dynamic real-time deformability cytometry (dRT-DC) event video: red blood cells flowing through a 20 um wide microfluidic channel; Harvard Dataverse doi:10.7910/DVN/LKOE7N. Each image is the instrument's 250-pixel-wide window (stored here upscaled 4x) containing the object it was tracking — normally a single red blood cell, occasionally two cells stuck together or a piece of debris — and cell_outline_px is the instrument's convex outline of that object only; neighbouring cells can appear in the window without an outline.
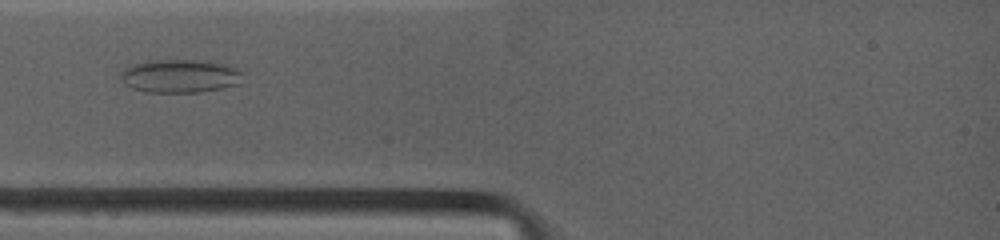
{"species": "common noctule bat (a hibernating species)", "species_latin": "Nyctalus noctula", "temperature_condition": "warm", "stored_images_in_passage": 21, "camera_frame_rate_fps": 4500, "um_per_image_px": 0.085, "animal": {"sex": "female", "body_mass_g": 19.0, "forearm_length_mm": 53.3}, "frame": {"image": 1, "passage_image": 1, "time_ms": 0.0, "image_size_px": [1000, 240], "cell_outline_px": [[240, 84], [224, 88], [200, 92], [144, 92], [132, 88], [120, 76], [120, 72], [124, 68], [148, 60], [196, 60], [224, 64], [240, 72]], "centroid_in_image_um": [15.27, 6.47], "position_along_channel_um": 69.7, "area_um2": 23.35}}
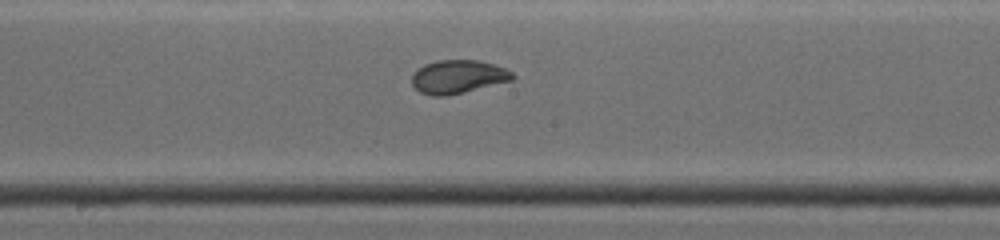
{"frame": {"image": 2, "passage_image": 9, "time_ms": 3.556, "image_size_px": [1000, 240], "cell_outline_px": [[516, 76], [512, 80], [464, 92], [444, 96], [432, 96], [420, 92], [412, 84], [412, 72], [416, 68], [424, 64], [436, 60], [480, 60], [496, 64], [508, 68]], "centroid_in_image_um": [38.93, 6.5], "position_along_channel_um": 209.3, "area_um2": 19.88}}
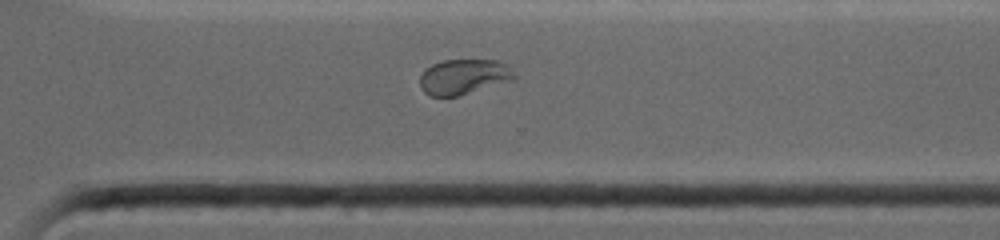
{"frame": {"image": 3, "passage_image": 16, "time_ms": 6.667, "image_size_px": [1000, 240], "cell_outline_px": [[516, 80], [456, 96], [428, 96], [420, 88], [420, 76], [424, 68], [432, 64], [444, 60], [496, 60], [508, 64], [516, 76]], "centroid_in_image_um": [39.42, 6.52], "position_along_channel_um": 331.2, "area_um2": 19.65}}